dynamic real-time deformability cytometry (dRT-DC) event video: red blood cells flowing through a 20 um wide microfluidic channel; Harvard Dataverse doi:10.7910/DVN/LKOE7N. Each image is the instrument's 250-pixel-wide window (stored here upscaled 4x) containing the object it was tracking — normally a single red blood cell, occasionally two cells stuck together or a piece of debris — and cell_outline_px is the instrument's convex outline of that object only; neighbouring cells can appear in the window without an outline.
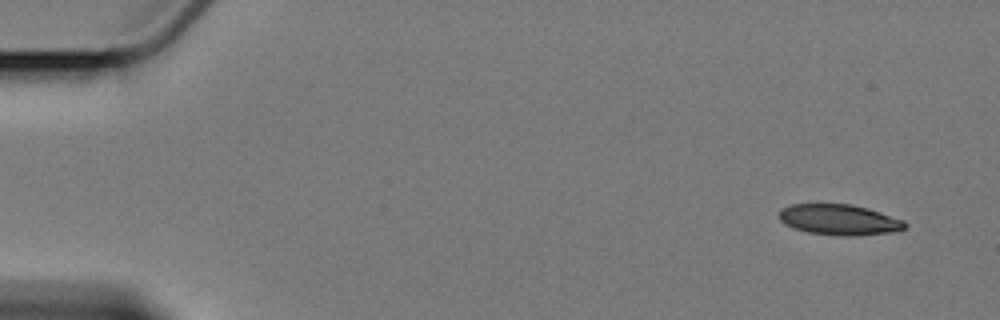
{"species": "Egyptian fruit bat (a non-hibernating species)", "species_latin": "Rousettus aegyptiacus", "temperature_condition": "cold", "stored_images_in_passage": 5, "camera_frame_rate_fps": 3000, "um_per_image_px": 0.085, "animal": {"sex": "female"}, "frame": {"image": 1, "passage_image": 1, "time_ms": 0.0, "image_size_px": [1000, 320], "cell_outline_px": [[908, 224], [904, 228], [896, 232], [856, 236], [848, 236], [808, 232], [784, 224], [780, 220], [780, 208], [792, 204], [852, 204], [868, 208], [904, 220]], "centroid_in_image_um": [71.37, 18.67], "position_along_channel_um": 13.6, "area_um2": 22.48}}
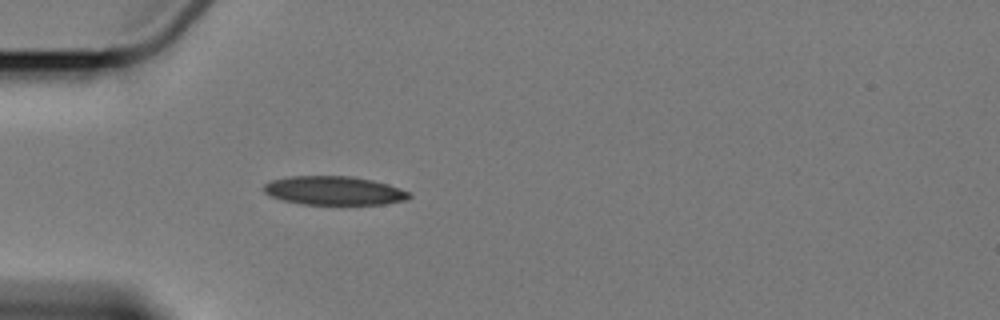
{"frame": {"image": 2, "passage_image": 5, "time_ms": 4.667, "image_size_px": [1000, 320], "cell_outline_px": [[412, 196], [408, 200], [384, 204], [304, 204], [284, 200], [272, 196], [264, 192], [264, 184], [272, 180], [288, 176], [352, 176], [372, 180], [388, 184], [400, 188], [408, 192]], "centroid_in_image_um": [28.42, 16.2], "position_along_channel_um": 56.6, "area_um2": 24.28}}